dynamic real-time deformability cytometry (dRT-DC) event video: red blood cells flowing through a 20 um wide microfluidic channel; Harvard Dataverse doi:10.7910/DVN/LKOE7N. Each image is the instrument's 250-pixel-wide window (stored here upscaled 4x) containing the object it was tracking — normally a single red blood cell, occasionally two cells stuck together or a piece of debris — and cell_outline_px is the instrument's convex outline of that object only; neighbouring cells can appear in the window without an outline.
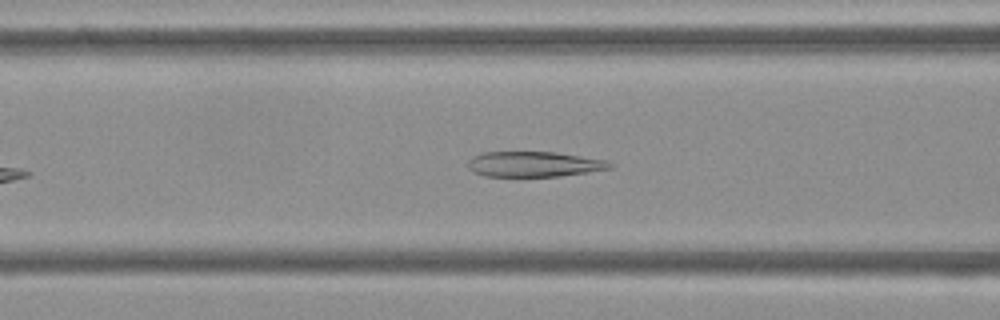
{"species": "Egyptian fruit bat (a non-hibernating species)", "species_latin": "Rousettus aegyptiacus", "temperature_condition": "cold", "stored_images_in_passage": 41, "camera_frame_rate_fps": 3000, "um_per_image_px": 0.085, "frame": {"image": 1, "passage_image": 11, "time_ms": 3.333, "image_size_px": [1000, 320], "cell_outline_px": [[616, 164], [612, 168], [588, 172], [560, 176], [484, 176], [472, 172], [468, 168], [468, 160], [472, 156], [484, 152], [552, 152], [604, 160]], "centroid_in_image_um": [45.35, 13.96], "position_along_channel_um": 121.2, "area_um2": 20.87}}
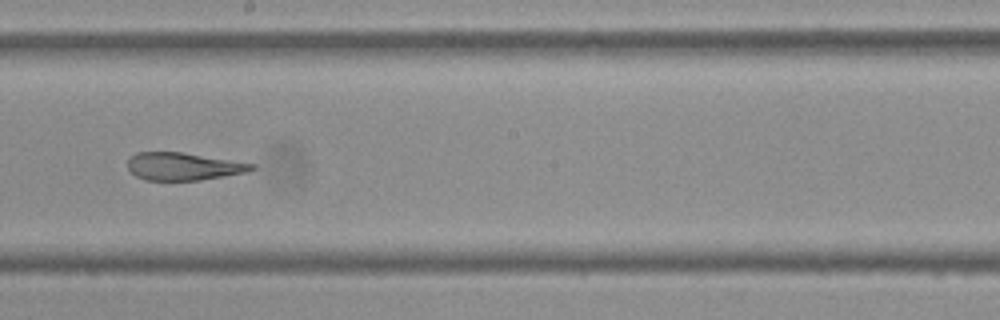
{"frame": {"image": 2, "passage_image": 20, "time_ms": 6.333, "image_size_px": [1000, 320], "cell_outline_px": [[256, 168], [248, 172], [200, 180], [144, 180], [136, 176], [128, 168], [128, 160], [136, 152], [184, 152], [256, 164]], "centroid_in_image_um": [15.61, 14.14], "position_along_channel_um": 232.6, "area_um2": 20.0}}
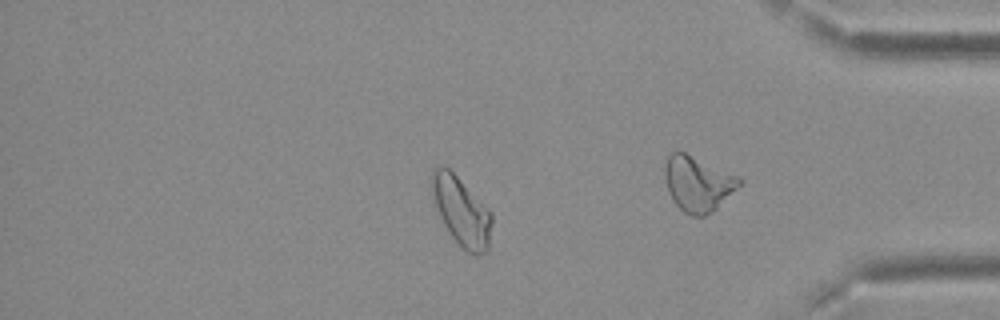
{"frame": {"image": 3, "passage_image": 32, "time_ms": 10.333, "image_size_px": [1000, 320], "cell_outline_px": [[492, 224], [488, 252], [480, 256], [476, 256], [460, 248], [448, 232], [440, 216], [432, 192], [432, 168], [436, 164], [444, 164], [492, 212]], "centroid_in_image_um": [39.24, 18.0], "position_along_channel_um": 396.0, "area_um2": 24.16}, "authors_computed_cell_mechanics": {"area_um2": 22.1374, "velocity_mm_per_s": 3.7114, "shape_relaxation_time_tau1_ms": null, "shape_relaxation_time_tau2_ms": 3.721, "deformation_change_tau1": null, "deformation_change_tau2": 0.1002}}